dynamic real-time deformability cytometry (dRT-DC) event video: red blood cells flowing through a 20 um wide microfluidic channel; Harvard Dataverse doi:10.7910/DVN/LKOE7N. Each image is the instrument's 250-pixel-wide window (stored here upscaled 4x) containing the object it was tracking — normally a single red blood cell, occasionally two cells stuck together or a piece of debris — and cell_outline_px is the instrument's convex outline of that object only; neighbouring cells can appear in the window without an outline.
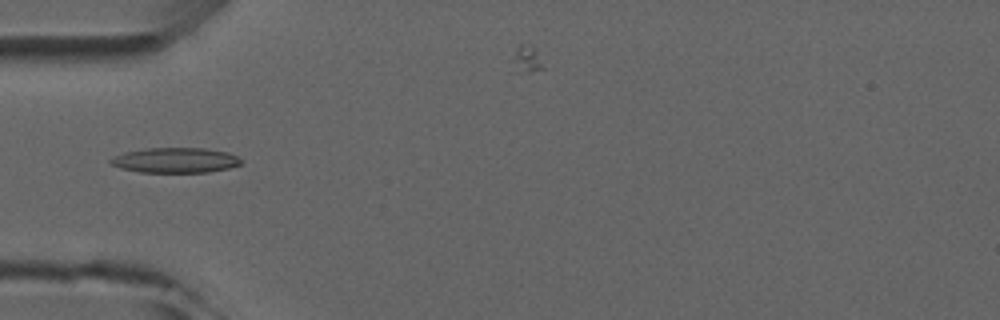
{"species": "common noctule bat (a hibernating species)", "species_latin": "Nyctalus noctula", "temperature_condition": "room temperature", "stored_images_in_passage": 4, "camera_frame_rate_fps": 3000, "um_per_image_px": 0.085, "animal": {"sex": "male", "forearm_length_mm": 52.5}, "frame": {"image": 1, "passage_image": 3, "time_ms": 2.333, "image_size_px": [1000, 320], "cell_outline_px": [[244, 160], [240, 164], [228, 168], [208, 172], [140, 172], [120, 168], [112, 164], [108, 160], [124, 152], [144, 148], [204, 148], [228, 152]], "centroid_in_image_um": [14.91, 13.61], "position_along_channel_um": 70.1, "area_um2": 19.07}}